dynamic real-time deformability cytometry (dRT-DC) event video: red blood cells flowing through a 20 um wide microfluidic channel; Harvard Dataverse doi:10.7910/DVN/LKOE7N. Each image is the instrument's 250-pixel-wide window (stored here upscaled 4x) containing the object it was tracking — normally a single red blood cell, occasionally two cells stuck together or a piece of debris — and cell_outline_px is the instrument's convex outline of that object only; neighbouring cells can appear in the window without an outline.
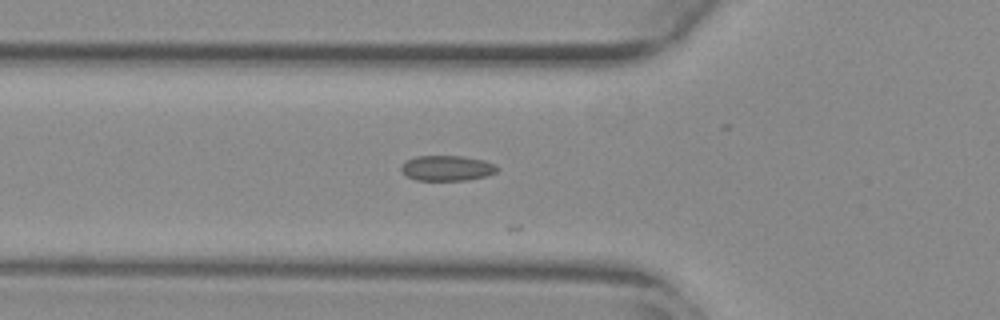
{"species": "common noctule bat (a hibernating species)", "species_latin": "Nyctalus noctula", "temperature_condition": "warm", "stored_images_in_passage": 15, "camera_frame_rate_fps": 3000, "um_per_image_px": 0.085, "animal": {"sex": "female", "body_mass_g": 29.2, "forearm_length_mm": 56.3}, "frame": {"image": 1, "passage_image": 10, "time_ms": 3.0, "image_size_px": [1000, 320], "cell_outline_px": [[500, 168], [496, 172], [488, 176], [468, 180], [416, 180], [408, 176], [400, 168], [400, 164], [416, 156], [464, 156], [484, 160], [496, 164]], "centroid_in_image_um": [38.05, 14.29], "position_along_channel_um": 87.8, "area_um2": 14.28}}
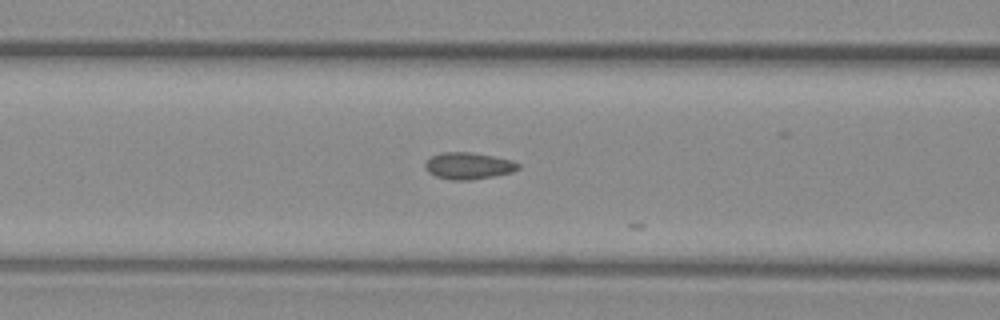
{"frame": {"image": 2, "passage_image": 13, "time_ms": 4.0, "image_size_px": [1000, 320], "cell_outline_px": [[520, 168], [512, 172], [472, 180], [452, 180], [436, 176], [428, 172], [424, 168], [424, 164], [432, 156], [440, 152], [472, 152], [512, 160], [520, 164]], "centroid_in_image_um": [39.81, 14.09], "position_along_channel_um": 126.8, "area_um2": 14.51}}